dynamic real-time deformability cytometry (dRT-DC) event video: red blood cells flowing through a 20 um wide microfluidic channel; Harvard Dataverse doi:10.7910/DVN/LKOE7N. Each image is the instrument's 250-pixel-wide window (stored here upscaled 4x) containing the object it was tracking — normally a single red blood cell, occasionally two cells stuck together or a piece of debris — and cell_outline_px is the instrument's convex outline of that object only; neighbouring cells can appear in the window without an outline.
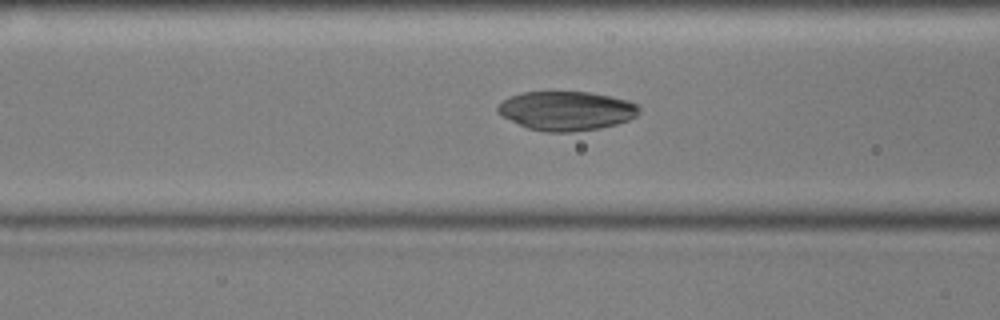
{"species": "common noctule bat (a hibernating species)", "species_latin": "Nyctalus noctula", "temperature_condition": "cold", "stored_images_in_passage": 54, "camera_frame_rate_fps": 3000, "um_per_image_px": 0.085, "animal": {"sex": "male", "body_mass_g": 17.9, "forearm_length_mm": 54.2}, "frame": {"image": 1, "passage_image": 20, "time_ms": 6.333, "image_size_px": [1000, 320], "cell_outline_px": [[640, 112], [636, 116], [628, 120], [616, 124], [600, 128], [572, 132], [544, 132], [528, 128], [500, 116], [496, 108], [504, 100], [512, 96], [524, 92], [592, 92], [628, 100], [636, 104], [640, 108]], "centroid_in_image_um": [48.15, 9.42], "position_along_channel_um": 118.4, "area_um2": 32.25}}
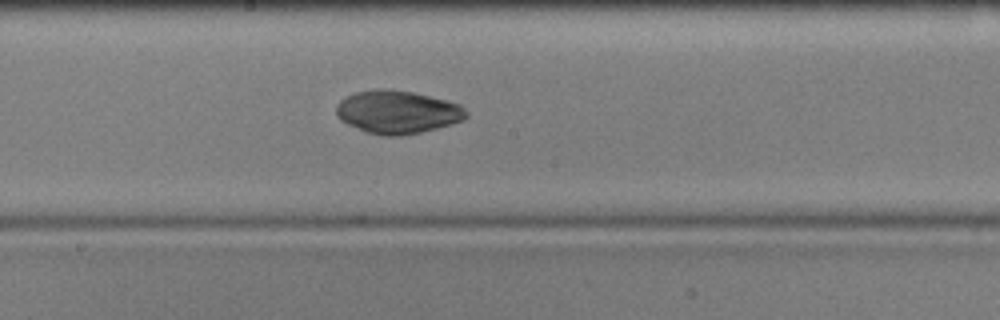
{"frame": {"image": 2, "passage_image": 28, "time_ms": 9.0, "image_size_px": [1000, 320], "cell_outline_px": [[468, 116], [464, 120], [436, 128], [420, 132], [400, 136], [384, 136], [368, 132], [348, 124], [340, 120], [336, 116], [336, 104], [340, 100], [356, 92], [412, 92], [448, 100], [460, 104], [468, 112]], "centroid_in_image_um": [33.82, 9.56], "position_along_channel_um": 214.4, "area_um2": 31.73}}
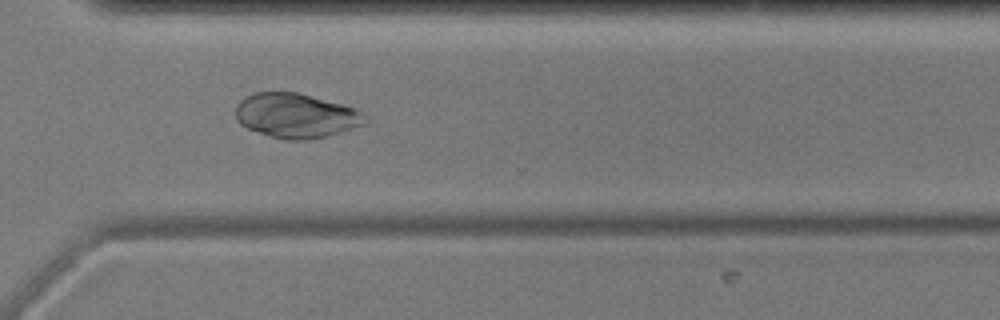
{"frame": {"image": 3, "passage_image": 39, "time_ms": 12.667, "image_size_px": [1000, 320], "cell_outline_px": [[368, 124], [324, 136], [308, 140], [288, 140], [268, 136], [248, 128], [240, 124], [236, 120], [236, 104], [244, 96], [256, 92], [296, 92], [356, 108], [360, 112]], "centroid_in_image_um": [25.11, 9.83], "position_along_channel_um": 345.5, "area_um2": 33.47}}